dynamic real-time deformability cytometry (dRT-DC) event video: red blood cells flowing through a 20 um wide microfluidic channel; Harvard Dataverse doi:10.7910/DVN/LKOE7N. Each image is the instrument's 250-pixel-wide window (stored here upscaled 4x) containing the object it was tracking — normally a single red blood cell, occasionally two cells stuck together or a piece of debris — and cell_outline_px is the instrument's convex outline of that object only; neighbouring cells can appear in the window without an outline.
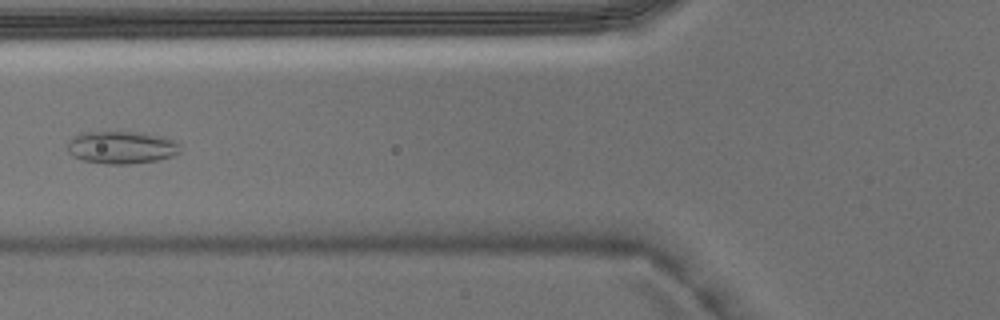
{"species": "Egyptian fruit bat (a non-hibernating species)", "species_latin": "Rousettus aegyptiacus", "temperature_condition": "warm", "stored_images_in_passage": 6, "camera_frame_rate_fps": 3000, "um_per_image_px": 0.085, "animal": {"sex": "male"}, "frame": {"image": 1, "passage_image": 6, "time_ms": 1.667, "image_size_px": [1000, 320], "cell_outline_px": [[180, 152], [172, 156], [156, 160], [128, 164], [108, 164], [84, 160], [72, 156], [68, 152], [68, 140], [72, 136], [84, 132], [140, 132], [160, 136], [172, 140], [180, 144]], "centroid_in_image_um": [10.3, 12.52], "position_along_channel_um": 115.5, "area_um2": 21.33}}